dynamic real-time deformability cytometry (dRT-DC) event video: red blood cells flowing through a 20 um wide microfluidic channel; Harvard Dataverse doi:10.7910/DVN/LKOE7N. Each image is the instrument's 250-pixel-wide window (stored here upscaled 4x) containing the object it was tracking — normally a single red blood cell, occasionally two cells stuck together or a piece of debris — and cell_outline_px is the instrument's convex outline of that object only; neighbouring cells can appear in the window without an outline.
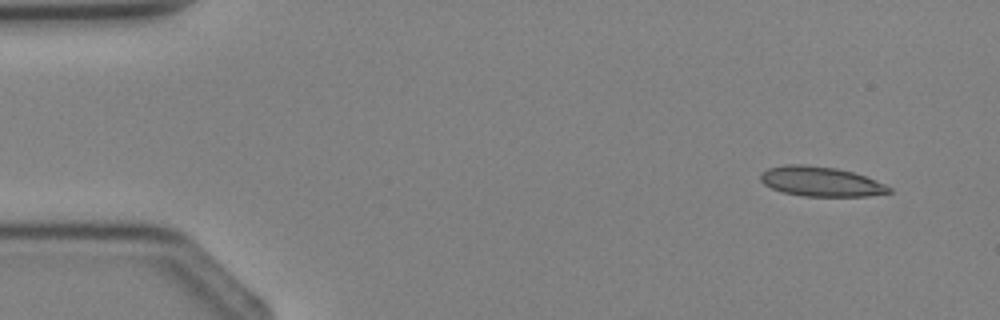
{"species": "Egyptian fruit bat (a non-hibernating species)", "species_latin": "Rousettus aegyptiacus", "temperature_condition": "cold", "stored_images_in_passage": 4, "camera_frame_rate_fps": 3000, "um_per_image_px": 0.085, "animal": {"sex": "female"}, "frame": {"image": 1, "passage_image": 1, "time_ms": 0.0, "image_size_px": [1000, 320], "cell_outline_px": [[892, 192], [868, 196], [804, 196], [784, 192], [772, 188], [764, 184], [760, 180], [760, 172], [768, 168], [784, 164], [804, 164], [836, 168], [852, 172], [864, 176], [884, 184], [892, 188]], "centroid_in_image_um": [69.74, 15.42], "position_along_channel_um": 15.3, "area_um2": 22.2}}